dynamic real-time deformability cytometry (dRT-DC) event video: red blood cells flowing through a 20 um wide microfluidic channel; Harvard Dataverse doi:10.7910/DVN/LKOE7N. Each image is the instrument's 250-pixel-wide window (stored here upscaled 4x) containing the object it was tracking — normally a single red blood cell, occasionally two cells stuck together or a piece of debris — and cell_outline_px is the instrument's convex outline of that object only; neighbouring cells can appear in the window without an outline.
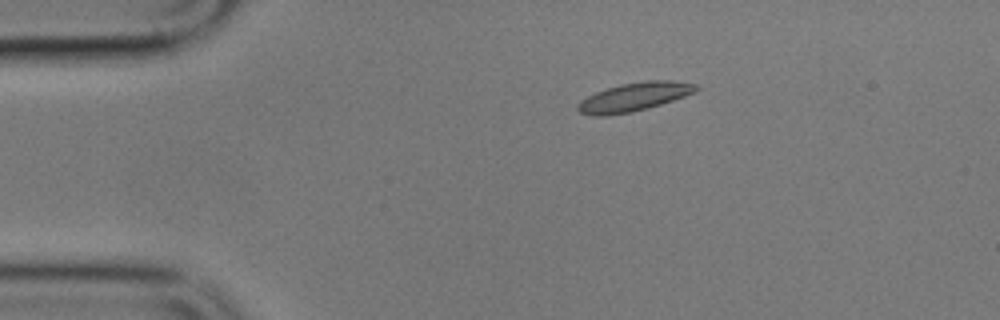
{"species": "common noctule bat (a hibernating species)", "species_latin": "Nyctalus noctula", "temperature_condition": "cold", "stored_images_in_passage": 3, "camera_frame_rate_fps": 3000, "um_per_image_px": 0.085, "animal": {"sex": "male", "body_mass_g": 17.9}, "frame": {"image": 1, "passage_image": 2, "time_ms": 1.333, "image_size_px": [1000, 320], "cell_outline_px": [[700, 88], [696, 92], [648, 108], [632, 112], [608, 116], [592, 116], [580, 112], [576, 108], [576, 104], [580, 100], [596, 92], [620, 84], [644, 80], [672, 80], [696, 84]], "centroid_in_image_um": [53.88, 8.24], "position_along_channel_um": 31.1, "area_um2": 19.83}}